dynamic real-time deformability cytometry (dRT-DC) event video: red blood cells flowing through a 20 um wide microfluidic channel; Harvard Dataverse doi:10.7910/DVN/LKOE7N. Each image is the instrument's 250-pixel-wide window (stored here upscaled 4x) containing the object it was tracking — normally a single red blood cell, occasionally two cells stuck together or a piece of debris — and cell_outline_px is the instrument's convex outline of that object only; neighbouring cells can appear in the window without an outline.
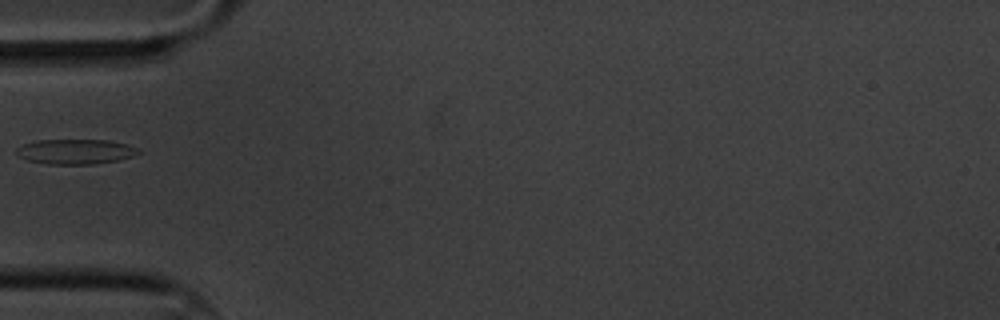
{"species": "common noctule bat (a hibernating species)", "species_latin": "Nyctalus noctula", "temperature_condition": "cold", "stored_images_in_passage": 12, "camera_frame_rate_fps": 3000, "um_per_image_px": 0.085, "animal": {"sex": "male", "body_mass_g": 20.1, "forearm_length_mm": 53.5}, "frame": {"image": 1, "passage_image": 6, "time_ms": 1.667, "image_size_px": [1000, 320], "cell_outline_px": [[140, 152], [132, 156], [120, 160], [92, 164], [48, 164], [28, 160], [16, 156], [16, 148], [24, 144], [36, 140], [108, 140], [128, 144], [136, 148]], "centroid_in_image_um": [6.39, 12.88], "position_along_channel_um": 78.6, "area_um2": 17.74}}
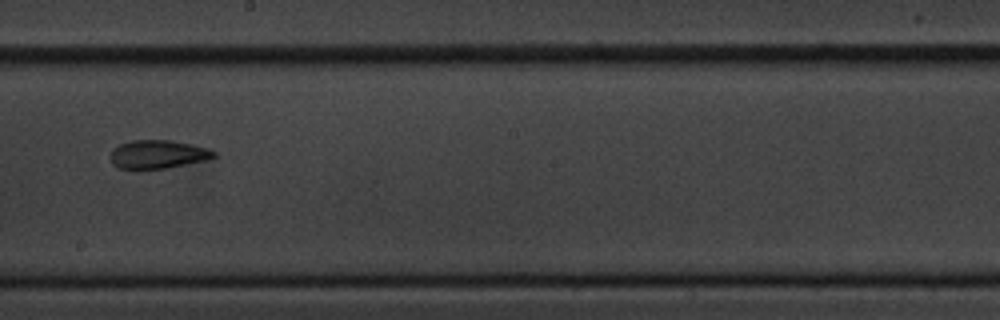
{"frame": {"image": 2, "passage_image": 10, "time_ms": 3.0, "image_size_px": [1000, 320], "cell_outline_px": [[216, 156], [204, 160], [168, 168], [116, 168], [112, 164], [112, 148], [120, 144], [132, 140], [172, 140], [192, 144], [208, 148], [216, 152]], "centroid_in_image_um": [13.43, 13.1], "position_along_channel_um": 234.8, "area_um2": 16.99}}
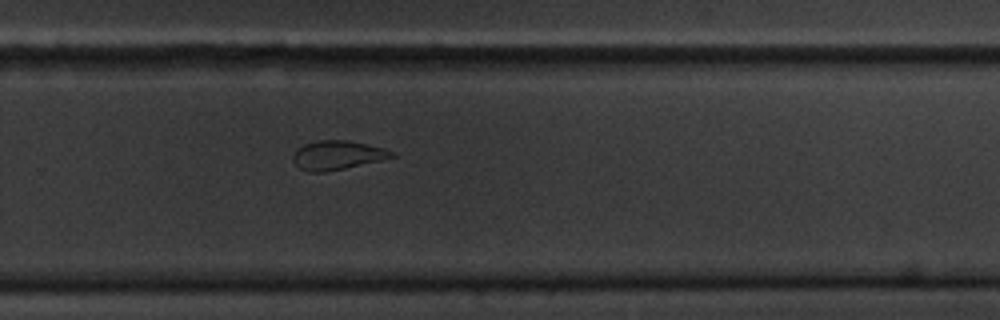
{"frame": {"image": 3, "passage_image": 12, "time_ms": 3.667, "image_size_px": [1000, 320], "cell_outline_px": [[396, 156], [380, 160], [344, 168], [324, 172], [308, 172], [300, 168], [292, 160], [292, 156], [296, 148], [304, 144], [316, 140], [348, 140], [368, 144], [384, 148], [392, 152]], "centroid_in_image_um": [28.62, 13.18], "position_along_channel_um": 301.2, "area_um2": 16.65}}